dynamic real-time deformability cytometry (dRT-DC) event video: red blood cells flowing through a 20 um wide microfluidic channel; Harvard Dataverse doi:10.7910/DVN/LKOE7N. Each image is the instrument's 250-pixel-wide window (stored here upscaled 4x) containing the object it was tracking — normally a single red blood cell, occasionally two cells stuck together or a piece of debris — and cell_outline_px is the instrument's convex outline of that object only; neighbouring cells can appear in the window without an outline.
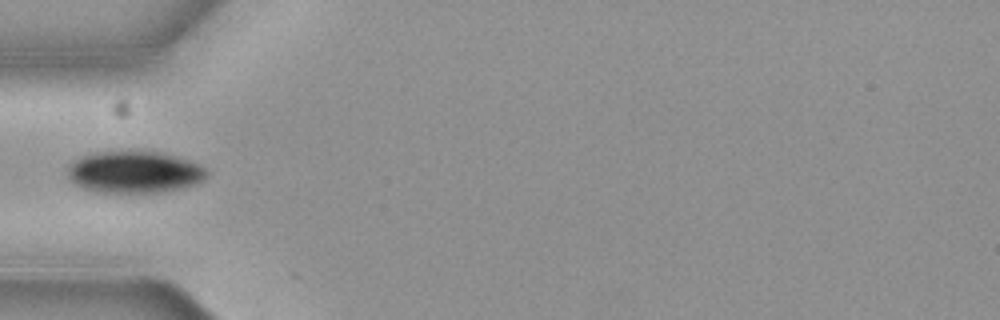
{"species": "common noctule bat (a hibernating species)", "species_latin": "Nyctalus noctula", "temperature_condition": "cold", "stored_images_in_passage": 3, "camera_frame_rate_fps": 3000, "um_per_image_px": 0.085, "animal": {"sex": "female", "body_mass_g": 19.3, "forearm_length_mm": 54.1}, "frame": {"image": 1, "passage_image": 3, "time_ms": 0.667, "image_size_px": [1000, 320], "cell_outline_px": [[208, 176], [184, 188], [164, 192], [96, 192], [80, 188], [68, 180], [68, 164], [72, 160], [96, 152], [120, 148], [144, 148], [188, 160], [204, 168], [208, 172]], "centroid_in_image_um": [11.34, 14.58], "position_along_channel_um": 73.7, "area_um2": 35.03}}